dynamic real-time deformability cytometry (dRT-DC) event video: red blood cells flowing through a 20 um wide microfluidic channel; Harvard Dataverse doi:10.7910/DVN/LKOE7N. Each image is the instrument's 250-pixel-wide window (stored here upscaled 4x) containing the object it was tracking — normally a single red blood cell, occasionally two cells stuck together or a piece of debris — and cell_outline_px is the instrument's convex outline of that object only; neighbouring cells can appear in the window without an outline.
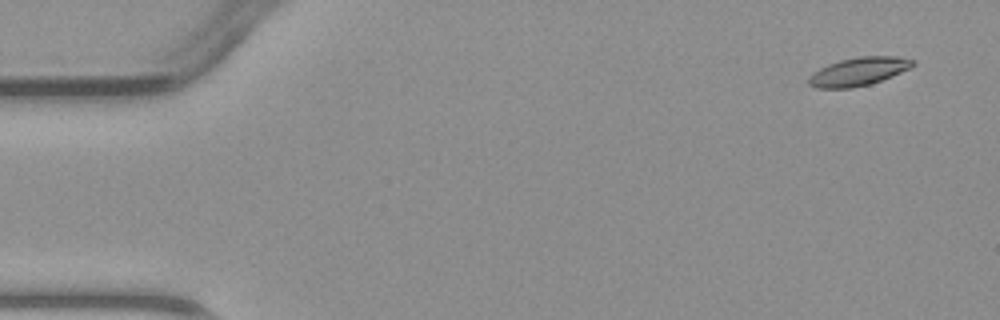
{"species": "common noctule bat (a hibernating species)", "species_latin": "Nyctalus noctula", "temperature_condition": "warm", "stored_images_in_passage": 4, "camera_frame_rate_fps": 3000, "um_per_image_px": 0.085, "animal": {"sex": "male", "body_mass_g": 23.1, "forearm_length_mm": 52.7}, "frame": {"image": 1, "passage_image": 1, "time_ms": 0.0, "image_size_px": [1000, 320], "cell_outline_px": [[916, 64], [912, 68], [892, 76], [868, 84], [852, 88], [816, 88], [808, 84], [808, 76], [812, 72], [828, 64], [840, 60], [860, 56], [896, 56], [916, 60]], "centroid_in_image_um": [72.99, 6.07], "position_along_channel_um": 12.0, "area_um2": 17.28}}
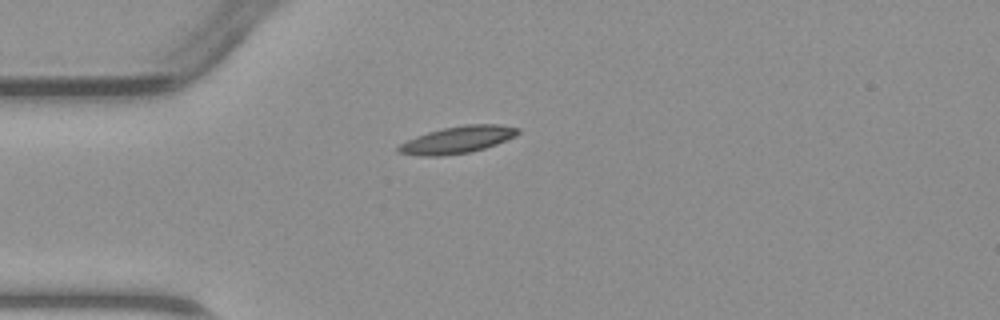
{"frame": {"image": 2, "passage_image": 4, "time_ms": 3.333, "image_size_px": [1000, 320], "cell_outline_px": [[520, 132], [516, 136], [496, 144], [472, 152], [444, 156], [420, 156], [396, 152], [396, 148], [400, 144], [416, 136], [428, 132], [444, 128], [464, 124], [500, 124], [520, 128]], "centroid_in_image_um": [38.9, 11.88], "position_along_channel_um": 46.1, "area_um2": 18.96}}